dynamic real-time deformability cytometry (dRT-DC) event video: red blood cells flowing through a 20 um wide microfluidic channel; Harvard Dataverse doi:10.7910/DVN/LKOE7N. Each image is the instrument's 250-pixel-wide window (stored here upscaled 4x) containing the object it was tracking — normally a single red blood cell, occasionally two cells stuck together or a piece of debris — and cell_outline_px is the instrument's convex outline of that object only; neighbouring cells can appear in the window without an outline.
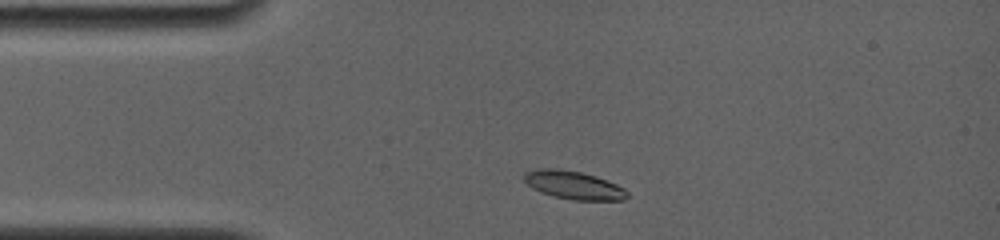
{"species": "common noctule bat (a hibernating species)", "species_latin": "Nyctalus noctula", "temperature_condition": "room temperature", "stored_images_in_passage": 7, "camera_frame_rate_fps": 4000, "um_per_image_px": 0.085, "animal": {"sex": "female", "body_mass_g": 19.0, "forearm_length_mm": 56.7}, "frame": {"image": 1, "passage_image": 2, "time_ms": 0.75, "image_size_px": [1000, 240], "cell_outline_px": [[628, 196], [624, 200], [572, 200], [552, 196], [532, 188], [524, 180], [524, 172], [536, 168], [556, 168], [580, 172], [596, 176], [616, 184], [624, 188], [628, 192]], "centroid_in_image_um": [48.75, 15.73], "position_along_channel_um": 36.3, "area_um2": 16.99}}
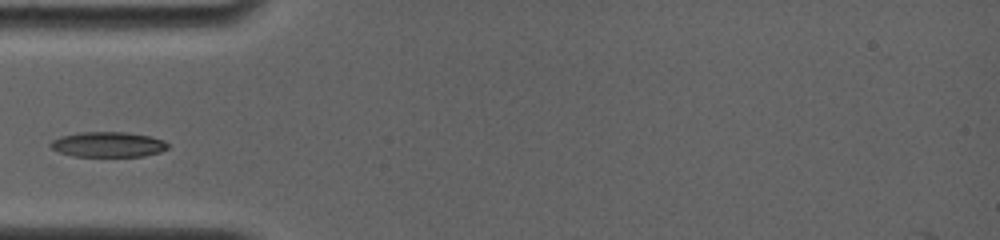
{"frame": {"image": 2, "passage_image": 4, "time_ms": 2.5, "image_size_px": [1000, 240], "cell_outline_px": [[168, 148], [160, 152], [144, 156], [72, 156], [60, 152], [52, 148], [48, 144], [52, 140], [60, 136], [80, 132], [124, 132], [148, 136], [164, 140], [168, 144]], "centroid_in_image_um": [9.17, 12.28], "position_along_channel_um": 75.8, "area_um2": 17.17}}
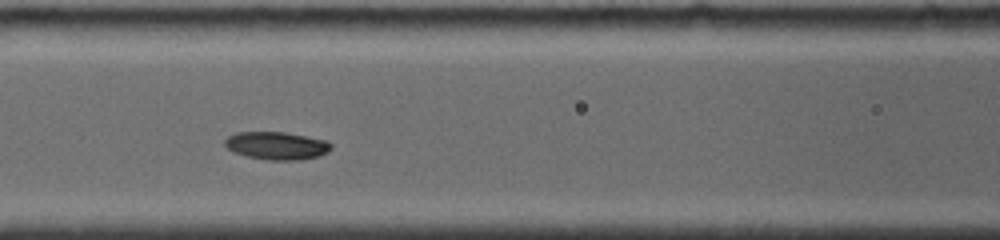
{"frame": {"image": 3, "passage_image": 6, "time_ms": 4.25, "image_size_px": [1000, 240], "cell_outline_px": [[332, 148], [328, 152], [320, 156], [300, 160], [268, 160], [248, 156], [232, 152], [224, 144], [224, 140], [228, 136], [236, 132], [284, 132], [328, 140], [332, 144]], "centroid_in_image_um": [23.54, 12.38], "position_along_channel_um": 143.1, "area_um2": 17.4}}